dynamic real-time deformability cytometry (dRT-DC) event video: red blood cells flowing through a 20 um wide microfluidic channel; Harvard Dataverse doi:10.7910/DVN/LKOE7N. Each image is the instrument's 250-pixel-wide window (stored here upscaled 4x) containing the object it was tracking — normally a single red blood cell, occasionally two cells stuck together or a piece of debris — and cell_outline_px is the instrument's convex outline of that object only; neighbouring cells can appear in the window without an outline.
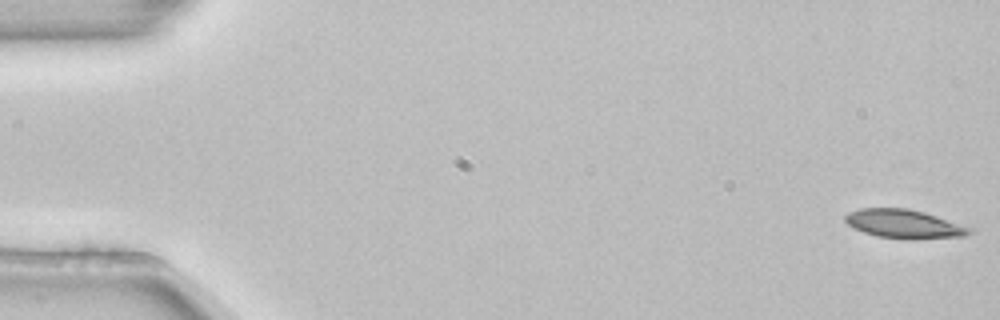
{"species": "common noctule bat (a hibernating species)", "species_latin": "Nyctalus noctula", "temperature_condition": "room temperature", "stored_images_in_passage": 53, "camera_frame_rate_fps": 3000, "um_per_image_px": 0.085, "animal": {"sex": "female", "body_mass_g": 22.7, "forearm_length_mm": 54.2}, "frame": {"image": 1, "passage_image": 1, "time_ms": 0.0, "image_size_px": [1000, 320], "cell_outline_px": [[972, 232], [964, 236], [908, 240], [904, 240], [876, 236], [864, 232], [848, 224], [844, 220], [844, 216], [848, 212], [860, 208], [908, 208], [924, 212], [972, 228]], "centroid_in_image_um": [76.83, 19.04], "position_along_channel_um": 8.2, "area_um2": 20.87}}
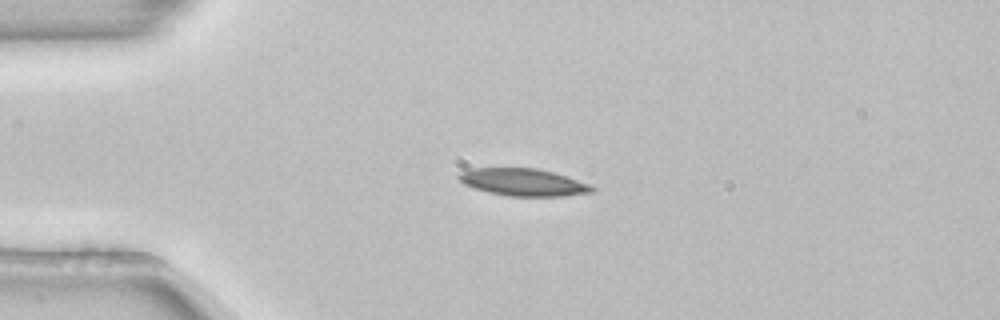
{"frame": {"image": 2, "passage_image": 13, "time_ms": 4.0, "image_size_px": [1000, 320], "cell_outline_px": [[596, 188], [592, 192], [564, 196], [508, 196], [488, 192], [472, 188], [464, 184], [456, 176], [460, 172], [472, 168], [536, 168], [552, 172], [592, 184]], "centroid_in_image_um": [44.47, 15.49], "position_along_channel_um": 40.5, "area_um2": 21.27}}
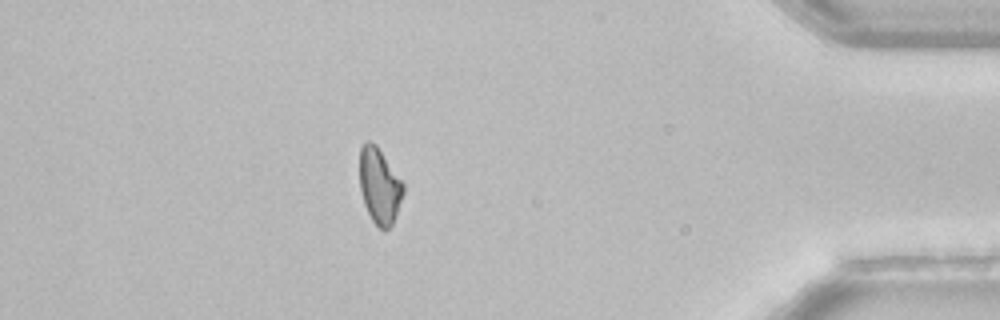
{"frame": {"image": 3, "passage_image": 47, "time_ms": 15.333, "image_size_px": [1000, 320], "cell_outline_px": [[404, 192], [396, 216], [392, 224], [384, 232], [372, 220], [364, 204], [360, 192], [360, 148], [368, 140], [376, 144], [404, 184]], "centroid_in_image_um": [32.25, 15.82], "position_along_channel_um": 402.9, "area_um2": 19.19}, "authors_computed_cell_mechanics": {"area_um2": 20.519, "velocity_mm_per_s": 3.8501, "shape_relaxation_time_tau1_ms": 5.5139, "shape_relaxation_time_tau2_ms": null, "deformation_change_tau1": 0.1363, "deformation_change_tau2": null}}